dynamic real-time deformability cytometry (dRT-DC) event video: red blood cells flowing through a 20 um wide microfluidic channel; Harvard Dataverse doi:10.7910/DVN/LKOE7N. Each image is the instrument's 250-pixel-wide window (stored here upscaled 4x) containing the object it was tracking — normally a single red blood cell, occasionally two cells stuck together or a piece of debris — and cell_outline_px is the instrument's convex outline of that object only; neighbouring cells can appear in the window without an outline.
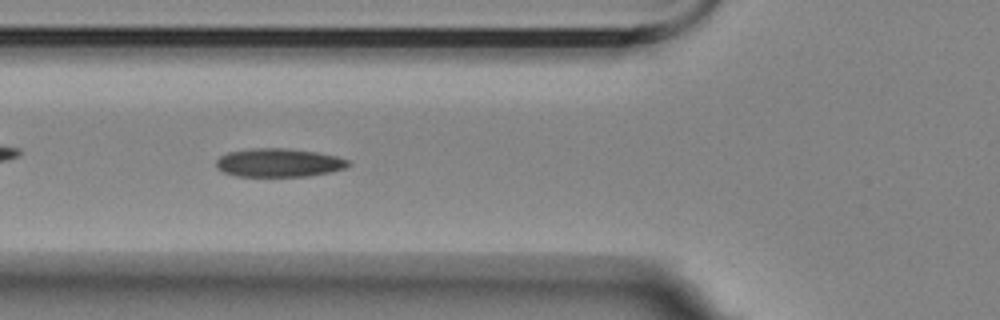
{"species": "Egyptian fruit bat (a non-hibernating species)", "species_latin": "Rousettus aegyptiacus", "temperature_condition": "room temperature", "stored_images_in_passage": 38, "camera_frame_rate_fps": 3000, "um_per_image_px": 0.085, "animal": {"sex": "female"}, "frame": {"image": 1, "passage_image": 3, "time_ms": 0.667, "image_size_px": [1000, 320], "cell_outline_px": [[348, 164], [344, 168], [328, 172], [308, 176], [236, 176], [224, 172], [216, 168], [216, 160], [220, 156], [228, 152], [252, 148], [284, 148], [316, 152], [336, 156], [348, 160]], "centroid_in_image_um": [23.64, 13.82], "position_along_channel_um": 102.2, "area_um2": 21.73}}
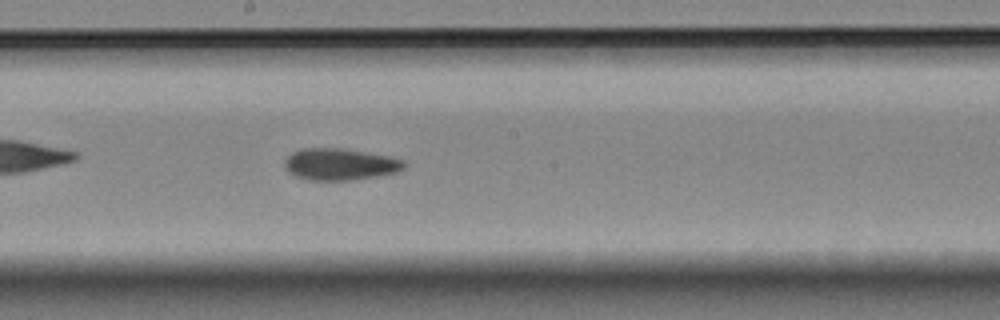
{"frame": {"image": 2, "passage_image": 13, "time_ms": 4.0, "image_size_px": [1000, 320], "cell_outline_px": [[404, 164], [396, 172], [380, 176], [352, 180], [308, 180], [296, 176], [288, 172], [284, 168], [284, 160], [292, 152], [300, 148], [340, 148], [388, 156], [400, 160]], "centroid_in_image_um": [28.8, 13.97], "position_along_channel_um": 219.4, "area_um2": 21.91}}
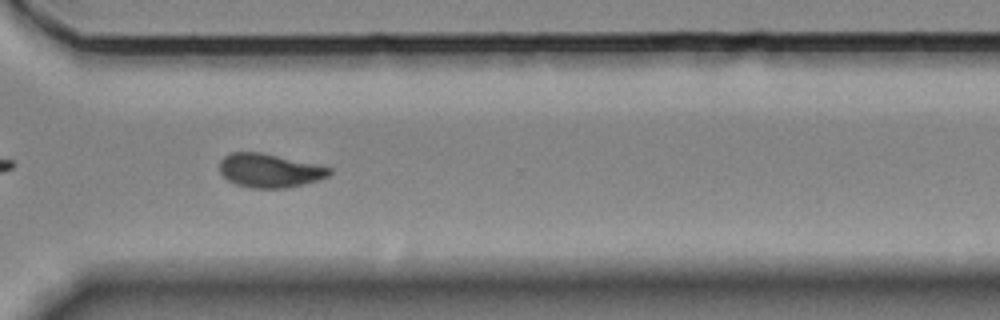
{"frame": {"image": 3, "passage_image": 24, "time_ms": 7.667, "image_size_px": [1000, 320], "cell_outline_px": [[332, 172], [328, 176], [320, 180], [304, 184], [284, 188], [248, 188], [236, 184], [228, 180], [220, 172], [220, 160], [224, 156], [232, 152], [260, 152], [316, 164], [332, 168]], "centroid_in_image_um": [22.92, 14.5], "position_along_channel_um": 347.7, "area_um2": 21.62}}